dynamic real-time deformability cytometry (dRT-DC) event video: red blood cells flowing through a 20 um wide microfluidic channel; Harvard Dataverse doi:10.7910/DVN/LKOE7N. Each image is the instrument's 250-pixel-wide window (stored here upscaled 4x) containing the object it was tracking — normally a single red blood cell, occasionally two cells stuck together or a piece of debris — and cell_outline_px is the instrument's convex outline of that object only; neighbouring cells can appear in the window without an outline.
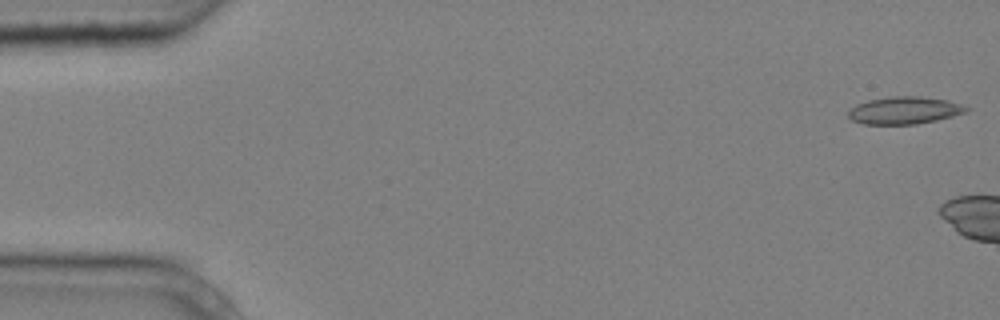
{"species": "common noctule bat (a hibernating species)", "species_latin": "Nyctalus noctula", "temperature_condition": "cold", "stored_images_in_passage": 2, "camera_frame_rate_fps": 3000, "um_per_image_px": 0.085, "animal": {"sex": "male", "body_mass_g": 20.4}, "frame": {"image": 1, "passage_image": 1, "time_ms": 0.0, "image_size_px": [1000, 320], "cell_outline_px": [[972, 108], [968, 112], [936, 120], [916, 124], [864, 124], [852, 120], [848, 116], [848, 112], [856, 104], [868, 100], [888, 96], [920, 96], [948, 100]], "centroid_in_image_um": [76.9, 9.37], "position_along_channel_um": 8.1, "area_um2": 18.9}}